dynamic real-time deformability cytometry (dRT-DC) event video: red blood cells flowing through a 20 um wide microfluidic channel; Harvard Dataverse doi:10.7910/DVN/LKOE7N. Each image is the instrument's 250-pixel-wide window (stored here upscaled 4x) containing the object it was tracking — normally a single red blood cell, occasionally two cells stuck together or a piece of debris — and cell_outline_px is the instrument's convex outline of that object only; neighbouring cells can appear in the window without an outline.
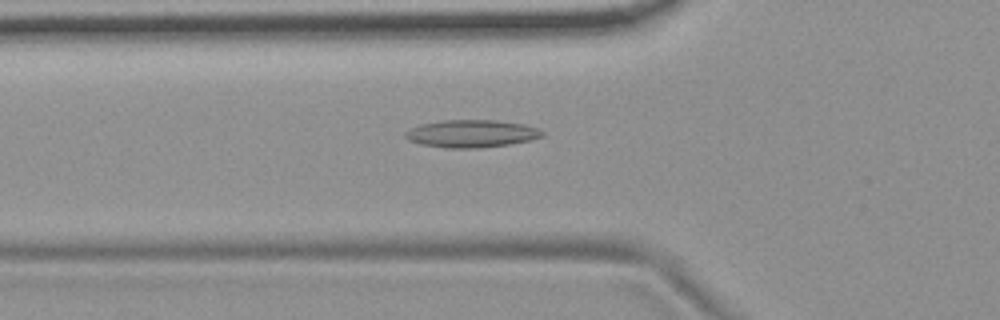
{"species": "common noctule bat (a hibernating species)", "species_latin": "Nyctalus noctula", "temperature_condition": "room temperature", "stored_images_in_passage": 54, "camera_frame_rate_fps": 3000, "um_per_image_px": 0.085, "animal": {"sex": "female", "body_mass_g": 19.9}, "frame": {"image": 1, "passage_image": 19, "time_ms": 6.0, "image_size_px": [1000, 320], "cell_outline_px": [[544, 136], [532, 140], [508, 144], [476, 148], [448, 148], [420, 144], [408, 140], [404, 136], [404, 132], [420, 124], [444, 120], [496, 120], [524, 124], [536, 128], [544, 132]], "centroid_in_image_um": [40.07, 11.36], "position_along_channel_um": 85.7, "area_um2": 21.96}}
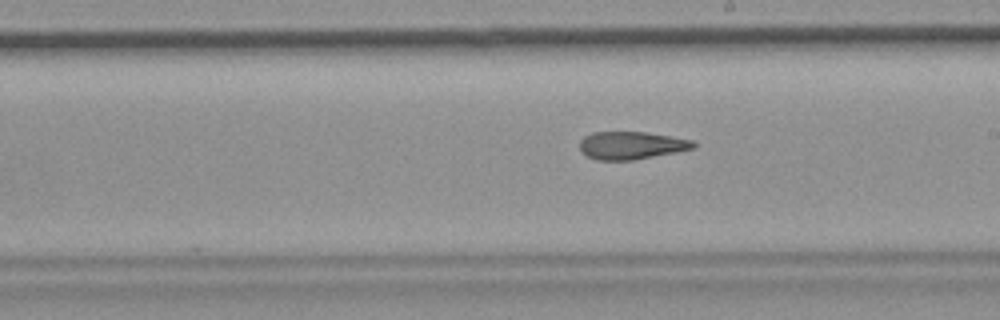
{"frame": {"image": 2, "passage_image": 31, "time_ms": 10.0, "image_size_px": [1000, 320], "cell_outline_px": [[696, 148], [676, 152], [632, 160], [596, 160], [580, 152], [580, 140], [584, 136], [592, 132], [644, 132], [692, 140], [696, 144]], "centroid_in_image_um": [53.63, 12.36], "position_along_channel_um": 235.4, "area_um2": 18.32}}
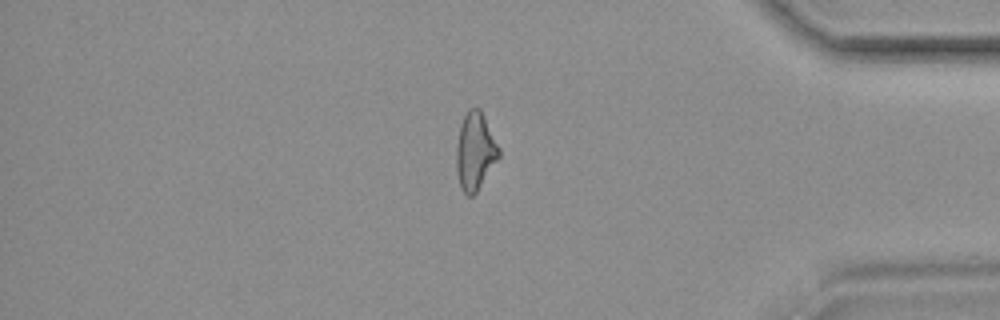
{"frame": {"image": 3, "passage_image": 46, "time_ms": 15.0, "image_size_px": [1000, 320], "cell_outline_px": [[500, 156], [476, 192], [472, 196], [468, 196], [460, 188], [456, 168], [456, 148], [460, 124], [468, 108], [480, 108], [500, 148]], "centroid_in_image_um": [40.38, 12.85], "position_along_channel_um": 394.8, "area_um2": 19.19}, "authors_computed_cell_mechanics": {"area_um2": 19.6231, "velocity_mm_per_s": 3.7396, "shape_relaxation_time_tau1_ms": null, "shape_relaxation_time_tau2_ms": 5.1233, "deformation_change_tau1": null, "deformation_change_tau2": 0.1679}}